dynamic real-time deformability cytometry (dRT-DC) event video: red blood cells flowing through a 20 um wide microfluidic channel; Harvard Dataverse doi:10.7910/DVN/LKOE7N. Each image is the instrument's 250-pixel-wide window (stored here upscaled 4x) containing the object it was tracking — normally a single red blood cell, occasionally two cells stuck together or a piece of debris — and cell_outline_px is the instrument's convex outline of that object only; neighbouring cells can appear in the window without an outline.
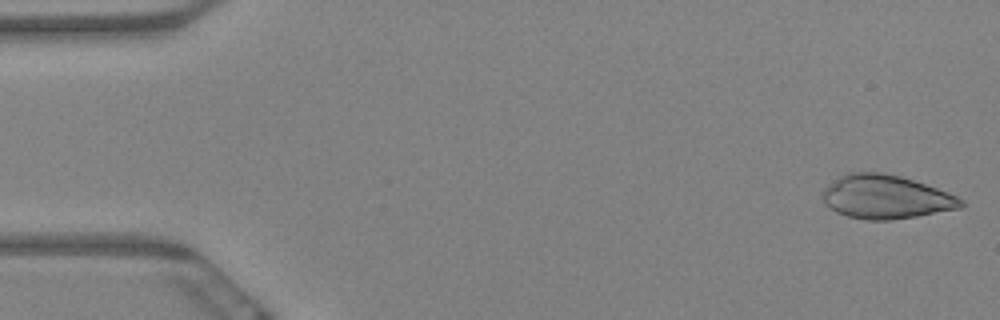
{"species": "Egyptian fruit bat (a non-hibernating species)", "species_latin": "Rousettus aegyptiacus", "temperature_condition": "warm", "stored_images_in_passage": 5, "camera_frame_rate_fps": 3000, "um_per_image_px": 0.085, "animal": {"sex": "female"}, "frame": {"image": 1, "passage_image": 1, "time_ms": 0.0, "image_size_px": [1000, 320], "cell_outline_px": [[964, 204], [960, 208], [916, 216], [888, 220], [868, 220], [848, 216], [836, 212], [820, 196], [824, 188], [828, 184], [840, 176], [848, 172], [880, 172], [900, 176], [936, 188], [956, 196], [964, 200]], "centroid_in_image_um": [75.27, 16.73], "position_along_channel_um": 9.7, "area_um2": 34.85}}